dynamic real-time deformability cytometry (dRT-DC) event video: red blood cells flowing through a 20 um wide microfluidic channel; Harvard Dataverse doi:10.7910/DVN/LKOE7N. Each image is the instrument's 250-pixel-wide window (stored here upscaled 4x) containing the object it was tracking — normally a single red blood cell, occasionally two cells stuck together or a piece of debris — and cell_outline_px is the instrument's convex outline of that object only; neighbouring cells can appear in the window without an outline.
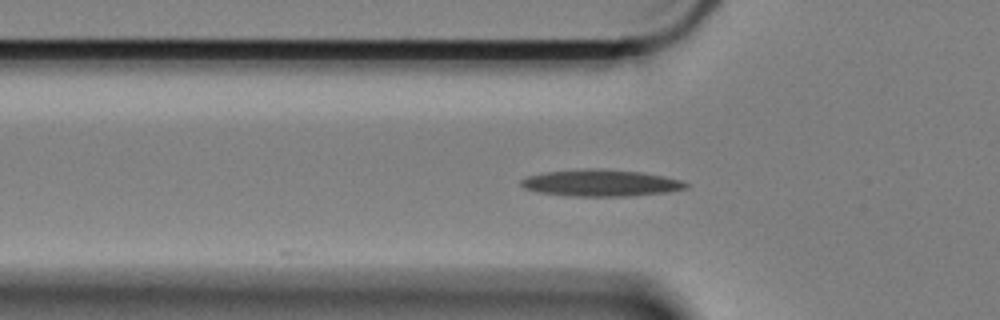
{"species": "Egyptian fruit bat (a non-hibernating species)", "species_latin": "Rousettus aegyptiacus", "temperature_condition": "cold", "stored_images_in_passage": 4, "camera_frame_rate_fps": 3000, "um_per_image_px": 0.085, "animal": {"sex": "female"}, "frame": {"image": 1, "passage_image": 4, "time_ms": 1.0, "image_size_px": [1000, 320], "cell_outline_px": [[688, 188], [668, 192], [636, 196], [568, 196], [536, 192], [524, 188], [520, 184], [520, 180], [528, 176], [548, 172], [588, 168], [640, 172], [664, 176], [680, 180], [688, 184]], "centroid_in_image_um": [51.07, 15.57], "position_along_channel_um": 74.7, "area_um2": 25.61}}